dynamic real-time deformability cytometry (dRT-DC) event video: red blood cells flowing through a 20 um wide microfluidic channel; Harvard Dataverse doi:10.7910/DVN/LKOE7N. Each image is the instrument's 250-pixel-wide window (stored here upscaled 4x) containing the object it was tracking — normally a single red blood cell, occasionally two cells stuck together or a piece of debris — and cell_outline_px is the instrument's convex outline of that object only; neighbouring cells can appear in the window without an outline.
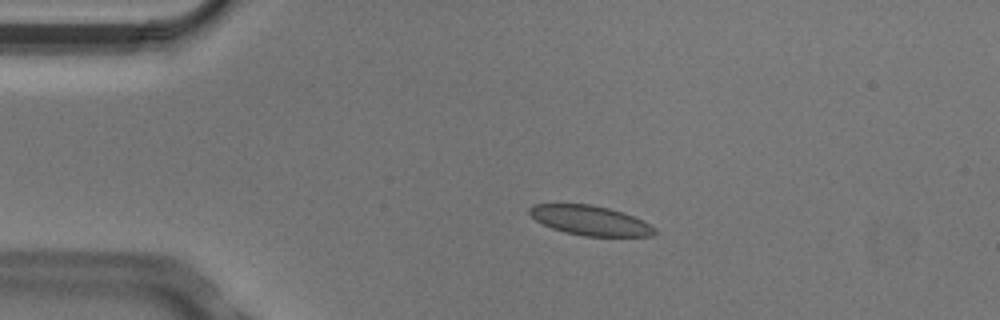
{"species": "Egyptian fruit bat (a non-hibernating species)", "species_latin": "Rousettus aegyptiacus", "temperature_condition": "cold", "stored_images_in_passage": 3, "camera_frame_rate_fps": 3000, "um_per_image_px": 0.085, "animal": {"sex": "male"}, "frame": {"image": 1, "passage_image": 2, "time_ms": 0.333, "image_size_px": [1000, 320], "cell_outline_px": [[656, 232], [652, 236], [584, 236], [564, 232], [552, 228], [536, 220], [528, 212], [528, 208], [532, 204], [592, 204], [608, 208], [632, 216], [656, 228]], "centroid_in_image_um": [50.13, 18.74], "position_along_channel_um": 34.9, "area_um2": 21.39}}
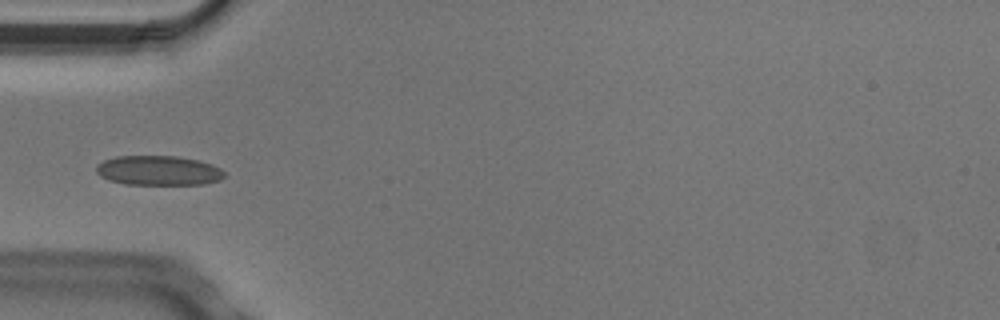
{"frame": {"image": 2, "passage_image": 3, "time_ms": 0.667, "image_size_px": [1000, 320], "cell_outline_px": [[224, 176], [220, 180], [204, 184], [124, 184], [108, 180], [100, 176], [96, 172], [96, 164], [104, 160], [116, 156], [176, 156], [196, 160], [212, 164], [220, 168], [224, 172]], "centroid_in_image_um": [13.44, 14.49], "position_along_channel_um": 71.6, "area_um2": 22.14}}